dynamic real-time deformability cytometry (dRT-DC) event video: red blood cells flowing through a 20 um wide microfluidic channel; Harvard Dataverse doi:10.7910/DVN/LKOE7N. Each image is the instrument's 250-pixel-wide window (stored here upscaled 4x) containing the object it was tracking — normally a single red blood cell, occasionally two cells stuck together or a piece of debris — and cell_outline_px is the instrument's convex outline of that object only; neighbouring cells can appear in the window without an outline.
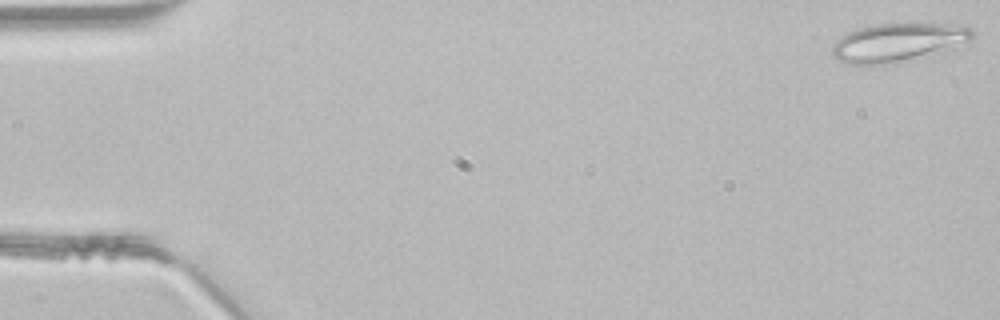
{"species": "common noctule bat (a hibernating species)", "species_latin": "Nyctalus noctula", "temperature_condition": "room temperature", "stored_images_in_passage": 46, "camera_frame_rate_fps": 3000, "um_per_image_px": 0.085, "animal": {"sex": "male", "body_mass_g": 21.5, "forearm_length_mm": 52.0}, "frame": {"image": 1, "passage_image": 1, "time_ms": 0.0, "image_size_px": [1000, 320], "cell_outline_px": [[976, 32], [968, 40], [944, 52], [888, 64], [848, 64], [832, 56], [832, 44], [840, 36], [848, 32], [860, 28], [876, 24], [948, 24], [972, 28]], "centroid_in_image_um": [76.3, 3.61], "position_along_channel_um": 8.7, "area_um2": 31.21}}
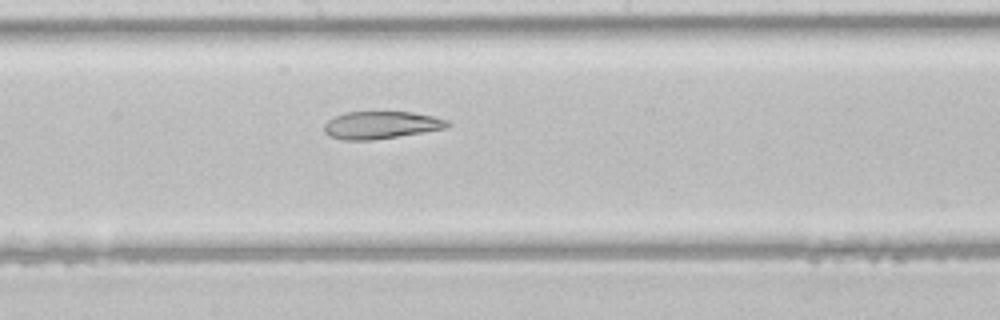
{"frame": {"image": 2, "passage_image": 25, "time_ms": 8.0, "image_size_px": [1000, 320], "cell_outline_px": [[452, 124], [448, 128], [424, 132], [372, 140], [344, 140], [332, 136], [324, 132], [324, 124], [328, 120], [344, 112], [412, 112], [432, 116], [448, 120]], "centroid_in_image_um": [32.42, 10.63], "position_along_channel_um": 215.8, "area_um2": 19.71}}
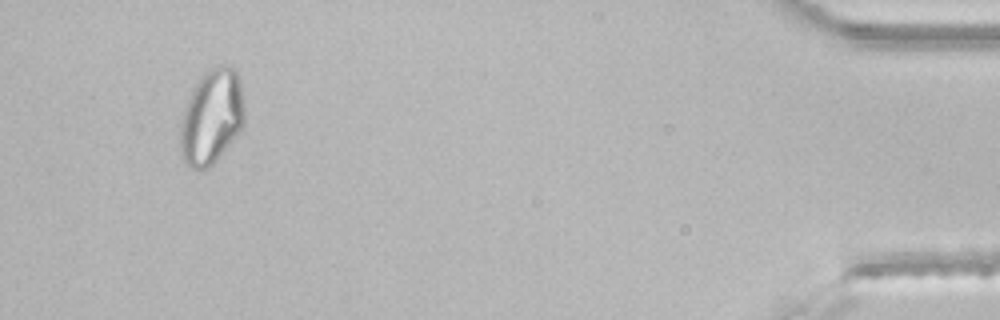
{"frame": {"image": 3, "passage_image": 44, "time_ms": 14.333, "image_size_px": [1000, 320], "cell_outline_px": [[244, 124], [240, 132], [216, 160], [208, 168], [200, 172], [188, 168], [180, 152], [180, 124], [184, 108], [192, 88], [200, 76], [204, 72], [220, 64], [232, 68], [236, 72], [240, 80], [244, 104]], "centroid_in_image_um": [17.97, 9.97], "position_along_channel_um": 417.2, "area_um2": 35.95}}